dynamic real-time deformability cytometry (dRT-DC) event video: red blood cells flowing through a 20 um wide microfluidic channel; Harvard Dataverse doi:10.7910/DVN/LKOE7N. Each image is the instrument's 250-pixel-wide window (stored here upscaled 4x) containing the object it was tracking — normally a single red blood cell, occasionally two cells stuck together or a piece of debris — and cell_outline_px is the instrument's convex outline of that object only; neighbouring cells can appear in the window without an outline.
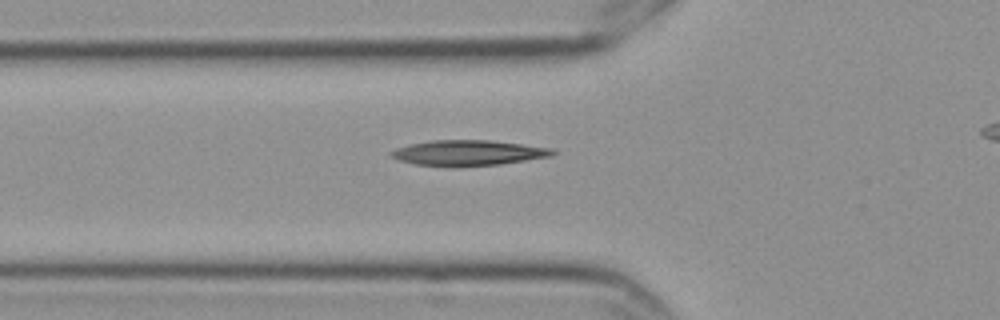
{"species": "Egyptian fruit bat (a non-hibernating species)", "species_latin": "Rousettus aegyptiacus", "temperature_condition": "cold", "stored_images_in_passage": 6, "camera_frame_rate_fps": 3000, "um_per_image_px": 0.085, "frame": {"image": 1, "passage_image": 6, "time_ms": 1.667, "image_size_px": [1000, 320], "cell_outline_px": [[560, 152], [552, 156], [500, 164], [456, 168], [452, 168], [416, 164], [400, 160], [388, 156], [388, 152], [396, 148], [408, 144], [432, 140], [492, 140], [552, 148]], "centroid_in_image_um": [39.78, 13.0], "position_along_channel_um": 86.0, "area_um2": 24.51}}